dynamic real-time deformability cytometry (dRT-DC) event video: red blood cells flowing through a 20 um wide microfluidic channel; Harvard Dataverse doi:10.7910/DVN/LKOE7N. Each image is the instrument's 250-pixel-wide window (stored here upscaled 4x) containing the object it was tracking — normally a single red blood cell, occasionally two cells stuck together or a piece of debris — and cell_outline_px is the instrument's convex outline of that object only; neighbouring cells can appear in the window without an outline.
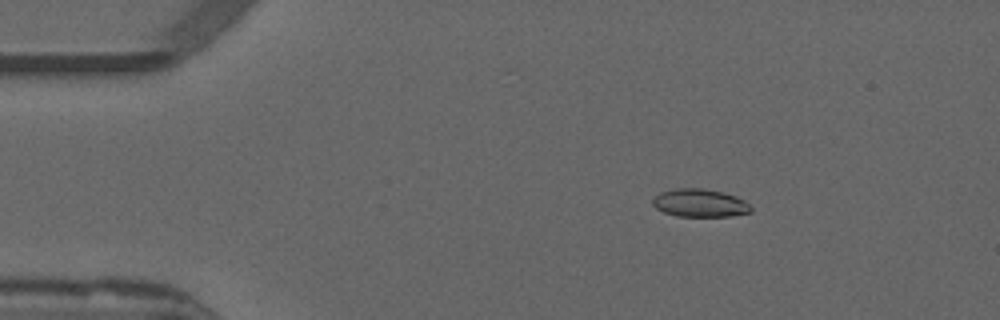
{"species": "common noctule bat (a hibernating species)", "species_latin": "Nyctalus noctula", "temperature_condition": "warm", "stored_images_in_passage": 52, "camera_frame_rate_fps": 3000, "um_per_image_px": 0.085, "animal": {"sex": "male", "forearm_length_mm": 52.5}, "frame": {"image": 1, "passage_image": 8, "time_ms": 2.333, "image_size_px": [1000, 320], "cell_outline_px": [[752, 212], [732, 216], [676, 216], [664, 212], [656, 208], [652, 204], [652, 200], [660, 192], [676, 188], [704, 188], [736, 196], [744, 200], [752, 208]], "centroid_in_image_um": [59.49, 17.26], "position_along_channel_um": 25.5, "area_um2": 16.01}}
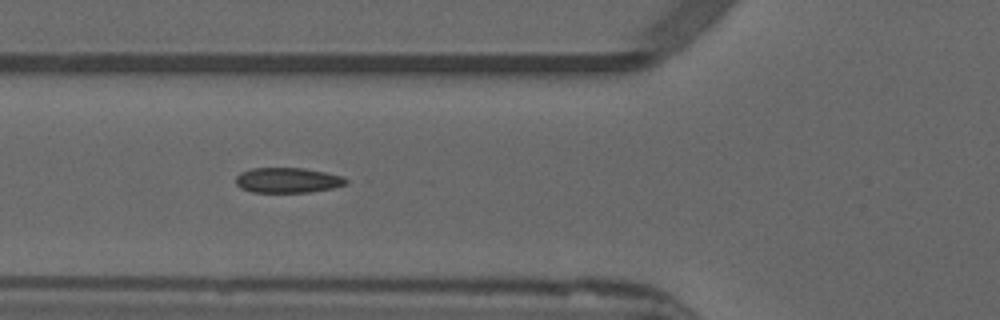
{"frame": {"image": 2, "passage_image": 19, "time_ms": 6.0, "image_size_px": [1000, 320], "cell_outline_px": [[352, 180], [348, 184], [332, 188], [308, 192], [252, 192], [240, 188], [236, 184], [236, 176], [240, 172], [252, 168], [304, 168], [328, 172], [344, 176]], "centroid_in_image_um": [24.51, 15.31], "position_along_channel_um": 101.3, "area_um2": 16.47}}
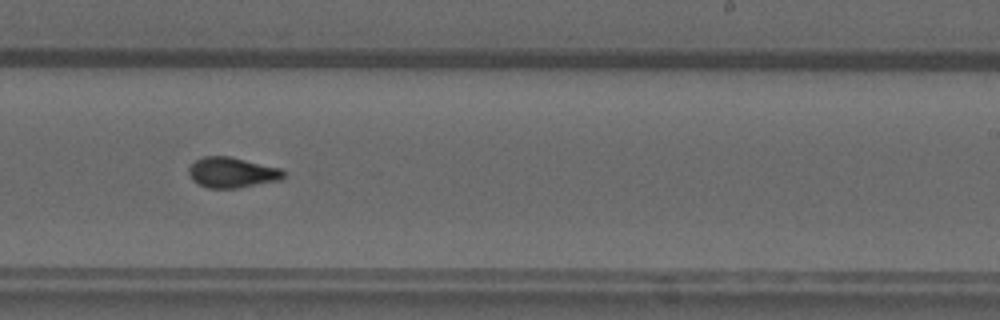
{"frame": {"image": 3, "passage_image": 32, "time_ms": 10.333, "image_size_px": [1000, 320], "cell_outline_px": [[284, 176], [280, 180], [236, 188], [208, 188], [192, 180], [188, 172], [188, 168], [196, 160], [204, 156], [228, 156], [280, 168], [284, 172]], "centroid_in_image_um": [19.7, 14.66], "position_along_channel_um": 269.3, "area_um2": 16.59}, "authors_computed_cell_mechanics": {"area_um2": 16.3285, "velocity_mm_per_s": 3.8665, "shape_relaxation_time_tau1_ms": 10.862, "shape_relaxation_time_tau2_ms": 1.293, "deformation_change_tau1": 0.2562, "deformation_change_tau2": 0.0642}}